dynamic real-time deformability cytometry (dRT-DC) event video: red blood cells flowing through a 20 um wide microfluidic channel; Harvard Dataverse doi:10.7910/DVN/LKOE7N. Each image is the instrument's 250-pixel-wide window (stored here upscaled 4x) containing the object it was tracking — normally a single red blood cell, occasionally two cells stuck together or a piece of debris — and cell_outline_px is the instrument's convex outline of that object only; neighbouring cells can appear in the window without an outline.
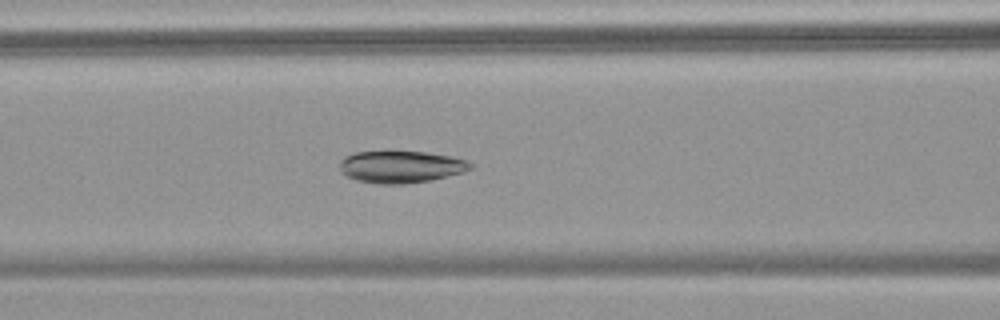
{"species": "common noctule bat (a hibernating species)", "species_latin": "Nyctalus noctula", "temperature_condition": "warm", "stored_images_in_passage": 56, "camera_frame_rate_fps": 3000, "um_per_image_px": 0.085, "animal": {"sex": "female", "body_mass_g": 18.4}, "frame": {"image": 1, "passage_image": 24, "time_ms": 7.667, "image_size_px": [1000, 320], "cell_outline_px": [[476, 164], [472, 168], [464, 172], [432, 180], [404, 184], [380, 184], [356, 180], [344, 176], [340, 172], [340, 160], [344, 156], [356, 152], [428, 152], [452, 156], [468, 160]], "centroid_in_image_um": [34.1, 14.18], "position_along_channel_um": 132.5, "area_um2": 24.74}}
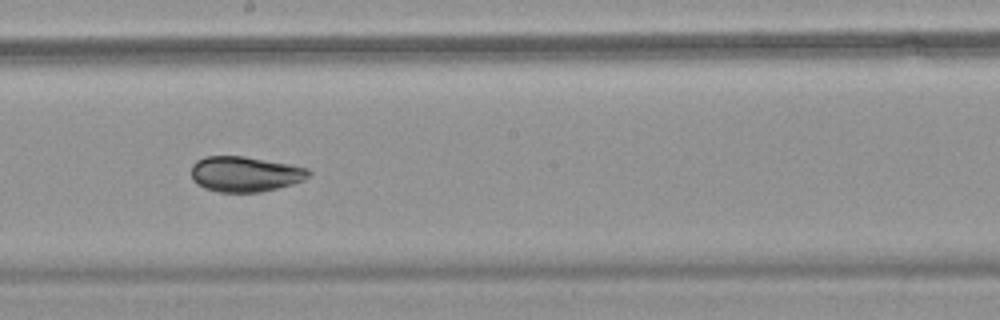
{"frame": {"image": 2, "passage_image": 32, "time_ms": 10.333, "image_size_px": [1000, 320], "cell_outline_px": [[312, 172], [304, 180], [292, 184], [260, 192], [216, 192], [204, 188], [196, 184], [192, 180], [192, 164], [196, 160], [204, 156], [244, 156], [292, 164], [308, 168]], "centroid_in_image_um": [20.82, 14.79], "position_along_channel_um": 227.4, "area_um2": 24.45}}
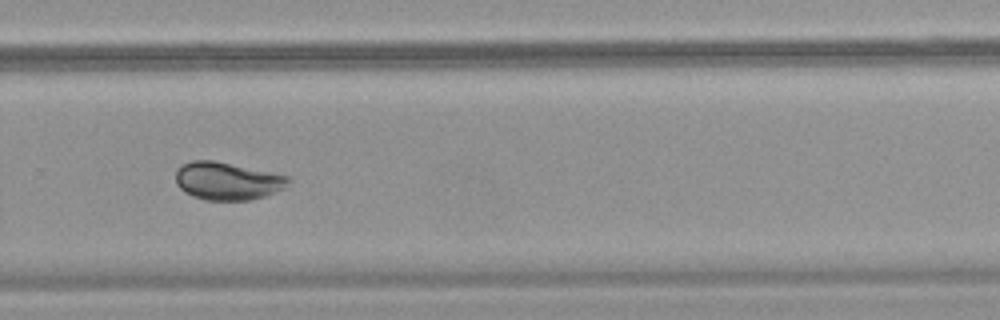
{"frame": {"image": 3, "passage_image": 39, "time_ms": 12.667, "image_size_px": [1000, 320], "cell_outline_px": [[288, 180], [284, 188], [264, 196], [252, 200], [204, 200], [192, 196], [184, 192], [176, 184], [176, 172], [180, 164], [192, 160], [212, 160], [288, 176]], "centroid_in_image_um": [19.25, 15.39], "position_along_channel_um": 310.6, "area_um2": 24.57}, "authors_computed_cell_mechanics": {"area_um2": 29.0734, "velocity_mm_per_s": 3.5673, "shape_relaxation_time_tau1_ms": 5.2686, "shape_relaxation_time_tau2_ms": null, "deformation_change_tau1": 0.1599, "deformation_change_tau2": null}}